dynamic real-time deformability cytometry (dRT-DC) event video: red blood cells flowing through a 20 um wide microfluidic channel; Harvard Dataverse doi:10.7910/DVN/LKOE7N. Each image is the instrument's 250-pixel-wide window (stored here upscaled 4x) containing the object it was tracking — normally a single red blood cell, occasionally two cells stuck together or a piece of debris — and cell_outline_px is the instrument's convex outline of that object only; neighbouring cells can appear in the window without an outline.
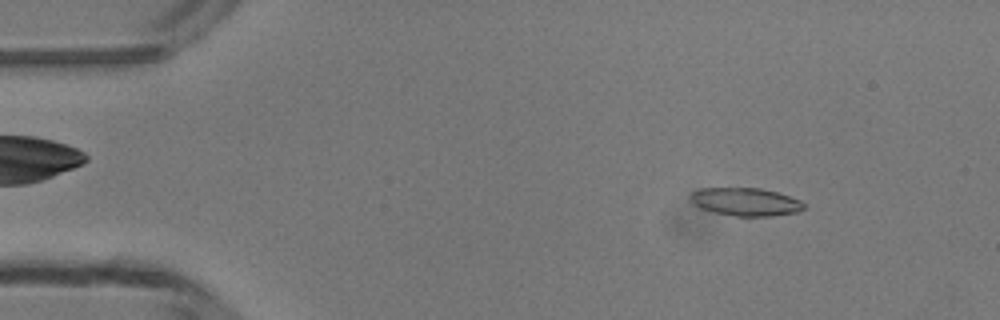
{"species": "common noctule bat (a hibernating species)", "species_latin": "Nyctalus noctula", "temperature_condition": "room temperature", "stored_images_in_passage": 47, "camera_frame_rate_fps": 3000, "um_per_image_px": 0.085, "animal": {"sex": "male", "body_mass_g": 13.3}, "frame": {"image": 1, "passage_image": 5, "time_ms": 1.333, "image_size_px": [1000, 320], "cell_outline_px": [[804, 208], [800, 212], [772, 216], [736, 216], [716, 212], [700, 208], [688, 196], [692, 192], [700, 188], [760, 188], [776, 192], [800, 200], [804, 204]], "centroid_in_image_um": [63.39, 17.15], "position_along_channel_um": 21.6, "area_um2": 18.38}}
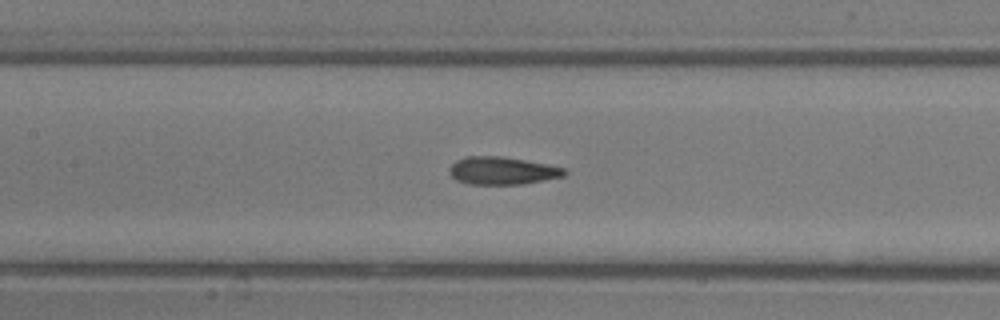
{"frame": {"image": 2, "passage_image": 21, "time_ms": 6.667, "image_size_px": [1000, 320], "cell_outline_px": [[568, 176], [524, 184], [468, 184], [456, 180], [448, 172], [448, 168], [456, 160], [468, 156], [500, 156], [524, 160], [564, 168], [568, 172]], "centroid_in_image_um": [42.7, 14.52], "position_along_channel_um": 164.7, "area_um2": 18.67}}
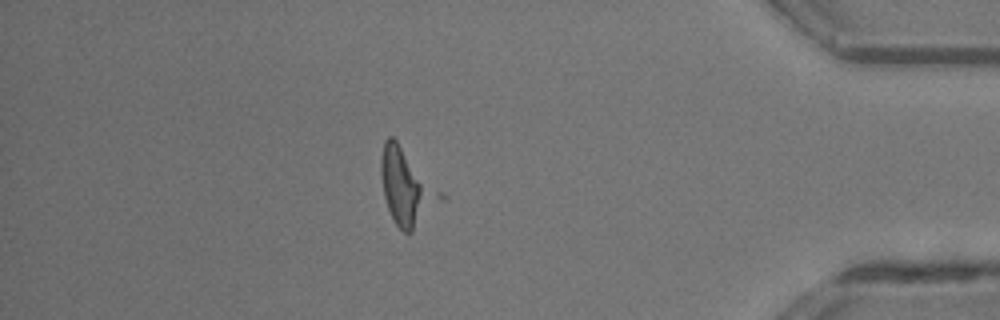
{"frame": {"image": 3, "passage_image": 41, "time_ms": 13.333, "image_size_px": [1000, 320], "cell_outline_px": [[444, 200], [412, 232], [404, 232], [396, 224], [388, 208], [384, 196], [380, 172], [380, 160], [384, 140], [388, 136], [392, 136], [396, 140], [444, 192]], "centroid_in_image_um": [34.59, 15.9], "position_along_channel_um": 400.6, "area_um2": 26.36}, "authors_computed_cell_mechanics": {"area_um2": 18.4382, "velocity_mm_per_s": 4.1963, "shape_relaxation_time_tau1_ms": null, "shape_relaxation_time_tau2_ms": 1.3133, "deformation_change_tau1": null, "deformation_change_tau2": 0.0886}}